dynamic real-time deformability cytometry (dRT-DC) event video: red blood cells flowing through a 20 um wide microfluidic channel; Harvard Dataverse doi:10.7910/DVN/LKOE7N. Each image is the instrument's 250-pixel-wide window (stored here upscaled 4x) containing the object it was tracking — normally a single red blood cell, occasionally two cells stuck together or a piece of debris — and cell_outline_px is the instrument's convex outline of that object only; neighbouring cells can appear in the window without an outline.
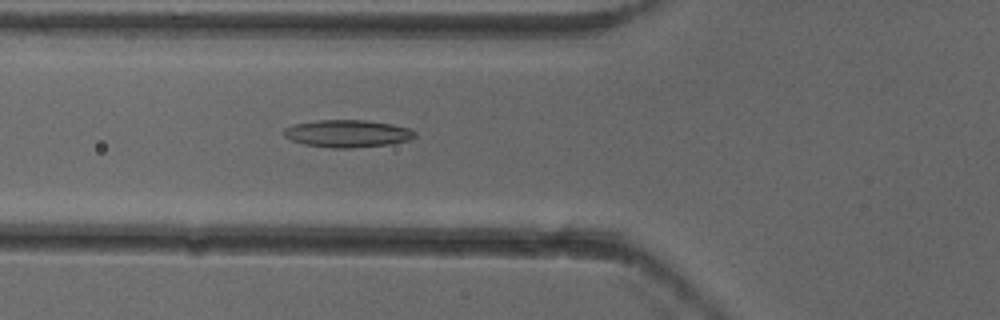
{"species": "common noctule bat (a hibernating species)", "species_latin": "Nyctalus noctula", "temperature_condition": "cold", "stored_images_in_passage": 5, "camera_frame_rate_fps": 3000, "um_per_image_px": 0.085, "animal": {"sex": "female"}, "frame": {"image": 1, "passage_image": 5, "time_ms": 1.333, "image_size_px": [1000, 320], "cell_outline_px": [[416, 136], [408, 140], [388, 144], [352, 148], [332, 148], [304, 144], [292, 140], [284, 136], [284, 128], [296, 124], [316, 120], [364, 120], [392, 124], [412, 128], [416, 132]], "centroid_in_image_um": [29.56, 11.35], "position_along_channel_um": 96.2, "area_um2": 20.87}}